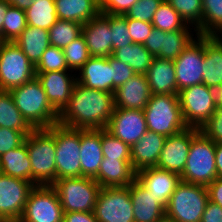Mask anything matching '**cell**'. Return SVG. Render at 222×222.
I'll return each instance as SVG.
<instances>
[{
    "instance_id": "obj_1",
    "label": "cell",
    "mask_w": 222,
    "mask_h": 222,
    "mask_svg": "<svg viewBox=\"0 0 222 222\" xmlns=\"http://www.w3.org/2000/svg\"><path fill=\"white\" fill-rule=\"evenodd\" d=\"M113 110L112 92L91 89L76 82L69 103L59 113L58 124L72 129H106Z\"/></svg>"
},
{
    "instance_id": "obj_2",
    "label": "cell",
    "mask_w": 222,
    "mask_h": 222,
    "mask_svg": "<svg viewBox=\"0 0 222 222\" xmlns=\"http://www.w3.org/2000/svg\"><path fill=\"white\" fill-rule=\"evenodd\" d=\"M9 92L17 109L34 129L58 124L59 113L48 102L45 90L36 77Z\"/></svg>"
},
{
    "instance_id": "obj_3",
    "label": "cell",
    "mask_w": 222,
    "mask_h": 222,
    "mask_svg": "<svg viewBox=\"0 0 222 222\" xmlns=\"http://www.w3.org/2000/svg\"><path fill=\"white\" fill-rule=\"evenodd\" d=\"M27 153L32 169V183L52 185L56 181L54 136L46 128L34 129L26 136Z\"/></svg>"
},
{
    "instance_id": "obj_4",
    "label": "cell",
    "mask_w": 222,
    "mask_h": 222,
    "mask_svg": "<svg viewBox=\"0 0 222 222\" xmlns=\"http://www.w3.org/2000/svg\"><path fill=\"white\" fill-rule=\"evenodd\" d=\"M143 112L148 131L168 137L187 128L178 95L151 94Z\"/></svg>"
},
{
    "instance_id": "obj_5",
    "label": "cell",
    "mask_w": 222,
    "mask_h": 222,
    "mask_svg": "<svg viewBox=\"0 0 222 222\" xmlns=\"http://www.w3.org/2000/svg\"><path fill=\"white\" fill-rule=\"evenodd\" d=\"M216 144L201 131L192 139L181 181L208 186L217 178Z\"/></svg>"
},
{
    "instance_id": "obj_6",
    "label": "cell",
    "mask_w": 222,
    "mask_h": 222,
    "mask_svg": "<svg viewBox=\"0 0 222 222\" xmlns=\"http://www.w3.org/2000/svg\"><path fill=\"white\" fill-rule=\"evenodd\" d=\"M57 192L63 213L94 212L101 186L93 178L72 177L56 180L51 185Z\"/></svg>"
},
{
    "instance_id": "obj_7",
    "label": "cell",
    "mask_w": 222,
    "mask_h": 222,
    "mask_svg": "<svg viewBox=\"0 0 222 222\" xmlns=\"http://www.w3.org/2000/svg\"><path fill=\"white\" fill-rule=\"evenodd\" d=\"M209 201L207 187L181 181L165 208V214L176 222H201Z\"/></svg>"
},
{
    "instance_id": "obj_8",
    "label": "cell",
    "mask_w": 222,
    "mask_h": 222,
    "mask_svg": "<svg viewBox=\"0 0 222 222\" xmlns=\"http://www.w3.org/2000/svg\"><path fill=\"white\" fill-rule=\"evenodd\" d=\"M55 139L56 180L81 177L80 129L55 124L46 128Z\"/></svg>"
},
{
    "instance_id": "obj_9",
    "label": "cell",
    "mask_w": 222,
    "mask_h": 222,
    "mask_svg": "<svg viewBox=\"0 0 222 222\" xmlns=\"http://www.w3.org/2000/svg\"><path fill=\"white\" fill-rule=\"evenodd\" d=\"M36 77L35 66L14 42L0 48V90L10 91Z\"/></svg>"
},
{
    "instance_id": "obj_10",
    "label": "cell",
    "mask_w": 222,
    "mask_h": 222,
    "mask_svg": "<svg viewBox=\"0 0 222 222\" xmlns=\"http://www.w3.org/2000/svg\"><path fill=\"white\" fill-rule=\"evenodd\" d=\"M94 214L98 222H134L129 186L101 187Z\"/></svg>"
},
{
    "instance_id": "obj_11",
    "label": "cell",
    "mask_w": 222,
    "mask_h": 222,
    "mask_svg": "<svg viewBox=\"0 0 222 222\" xmlns=\"http://www.w3.org/2000/svg\"><path fill=\"white\" fill-rule=\"evenodd\" d=\"M63 209L51 185H36L30 192L21 222H62Z\"/></svg>"
},
{
    "instance_id": "obj_12",
    "label": "cell",
    "mask_w": 222,
    "mask_h": 222,
    "mask_svg": "<svg viewBox=\"0 0 222 222\" xmlns=\"http://www.w3.org/2000/svg\"><path fill=\"white\" fill-rule=\"evenodd\" d=\"M178 97L184 123L189 128L200 129L216 110L203 83L182 89Z\"/></svg>"
},
{
    "instance_id": "obj_13",
    "label": "cell",
    "mask_w": 222,
    "mask_h": 222,
    "mask_svg": "<svg viewBox=\"0 0 222 222\" xmlns=\"http://www.w3.org/2000/svg\"><path fill=\"white\" fill-rule=\"evenodd\" d=\"M205 36L197 35L187 48L173 60L178 93L184 88L203 83Z\"/></svg>"
},
{
    "instance_id": "obj_14",
    "label": "cell",
    "mask_w": 222,
    "mask_h": 222,
    "mask_svg": "<svg viewBox=\"0 0 222 222\" xmlns=\"http://www.w3.org/2000/svg\"><path fill=\"white\" fill-rule=\"evenodd\" d=\"M106 130L132 147L148 131L143 110L114 107Z\"/></svg>"
},
{
    "instance_id": "obj_15",
    "label": "cell",
    "mask_w": 222,
    "mask_h": 222,
    "mask_svg": "<svg viewBox=\"0 0 222 222\" xmlns=\"http://www.w3.org/2000/svg\"><path fill=\"white\" fill-rule=\"evenodd\" d=\"M200 129L189 128L165 139L157 168L181 175L184 171L192 139Z\"/></svg>"
},
{
    "instance_id": "obj_16",
    "label": "cell",
    "mask_w": 222,
    "mask_h": 222,
    "mask_svg": "<svg viewBox=\"0 0 222 222\" xmlns=\"http://www.w3.org/2000/svg\"><path fill=\"white\" fill-rule=\"evenodd\" d=\"M34 187L32 182L0 173V217L20 219Z\"/></svg>"
},
{
    "instance_id": "obj_17",
    "label": "cell",
    "mask_w": 222,
    "mask_h": 222,
    "mask_svg": "<svg viewBox=\"0 0 222 222\" xmlns=\"http://www.w3.org/2000/svg\"><path fill=\"white\" fill-rule=\"evenodd\" d=\"M69 71L36 73V78L45 90L48 102L58 113L69 103L73 87L77 82L76 74L73 75L72 72L70 74Z\"/></svg>"
},
{
    "instance_id": "obj_18",
    "label": "cell",
    "mask_w": 222,
    "mask_h": 222,
    "mask_svg": "<svg viewBox=\"0 0 222 222\" xmlns=\"http://www.w3.org/2000/svg\"><path fill=\"white\" fill-rule=\"evenodd\" d=\"M136 180L166 208L174 190L181 182V177L168 170L149 167L136 172Z\"/></svg>"
},
{
    "instance_id": "obj_19",
    "label": "cell",
    "mask_w": 222,
    "mask_h": 222,
    "mask_svg": "<svg viewBox=\"0 0 222 222\" xmlns=\"http://www.w3.org/2000/svg\"><path fill=\"white\" fill-rule=\"evenodd\" d=\"M82 35L91 57H109L112 55L110 14L99 13L82 25Z\"/></svg>"
},
{
    "instance_id": "obj_20",
    "label": "cell",
    "mask_w": 222,
    "mask_h": 222,
    "mask_svg": "<svg viewBox=\"0 0 222 222\" xmlns=\"http://www.w3.org/2000/svg\"><path fill=\"white\" fill-rule=\"evenodd\" d=\"M151 92L144 74H134L113 93L114 107L144 110L150 100Z\"/></svg>"
},
{
    "instance_id": "obj_21",
    "label": "cell",
    "mask_w": 222,
    "mask_h": 222,
    "mask_svg": "<svg viewBox=\"0 0 222 222\" xmlns=\"http://www.w3.org/2000/svg\"><path fill=\"white\" fill-rule=\"evenodd\" d=\"M76 79L85 87L113 93L112 66L108 57H90Z\"/></svg>"
},
{
    "instance_id": "obj_22",
    "label": "cell",
    "mask_w": 222,
    "mask_h": 222,
    "mask_svg": "<svg viewBox=\"0 0 222 222\" xmlns=\"http://www.w3.org/2000/svg\"><path fill=\"white\" fill-rule=\"evenodd\" d=\"M81 176L95 178L103 160L101 130L80 129Z\"/></svg>"
},
{
    "instance_id": "obj_23",
    "label": "cell",
    "mask_w": 222,
    "mask_h": 222,
    "mask_svg": "<svg viewBox=\"0 0 222 222\" xmlns=\"http://www.w3.org/2000/svg\"><path fill=\"white\" fill-rule=\"evenodd\" d=\"M166 138L162 134L147 131L131 147V164L136 172L144 168L157 166Z\"/></svg>"
},
{
    "instance_id": "obj_24",
    "label": "cell",
    "mask_w": 222,
    "mask_h": 222,
    "mask_svg": "<svg viewBox=\"0 0 222 222\" xmlns=\"http://www.w3.org/2000/svg\"><path fill=\"white\" fill-rule=\"evenodd\" d=\"M95 181L101 187H127L136 180L131 159L103 158Z\"/></svg>"
},
{
    "instance_id": "obj_25",
    "label": "cell",
    "mask_w": 222,
    "mask_h": 222,
    "mask_svg": "<svg viewBox=\"0 0 222 222\" xmlns=\"http://www.w3.org/2000/svg\"><path fill=\"white\" fill-rule=\"evenodd\" d=\"M151 94L178 95L173 60L154 57L145 73Z\"/></svg>"
},
{
    "instance_id": "obj_26",
    "label": "cell",
    "mask_w": 222,
    "mask_h": 222,
    "mask_svg": "<svg viewBox=\"0 0 222 222\" xmlns=\"http://www.w3.org/2000/svg\"><path fill=\"white\" fill-rule=\"evenodd\" d=\"M134 222H155L165 215V207L137 180L129 185Z\"/></svg>"
},
{
    "instance_id": "obj_27",
    "label": "cell",
    "mask_w": 222,
    "mask_h": 222,
    "mask_svg": "<svg viewBox=\"0 0 222 222\" xmlns=\"http://www.w3.org/2000/svg\"><path fill=\"white\" fill-rule=\"evenodd\" d=\"M203 84H222V36H205Z\"/></svg>"
},
{
    "instance_id": "obj_28",
    "label": "cell",
    "mask_w": 222,
    "mask_h": 222,
    "mask_svg": "<svg viewBox=\"0 0 222 222\" xmlns=\"http://www.w3.org/2000/svg\"><path fill=\"white\" fill-rule=\"evenodd\" d=\"M57 18L85 24L100 13L99 0H54Z\"/></svg>"
},
{
    "instance_id": "obj_29",
    "label": "cell",
    "mask_w": 222,
    "mask_h": 222,
    "mask_svg": "<svg viewBox=\"0 0 222 222\" xmlns=\"http://www.w3.org/2000/svg\"><path fill=\"white\" fill-rule=\"evenodd\" d=\"M0 173L32 182V169L27 153L26 138L18 148L0 156Z\"/></svg>"
},
{
    "instance_id": "obj_30",
    "label": "cell",
    "mask_w": 222,
    "mask_h": 222,
    "mask_svg": "<svg viewBox=\"0 0 222 222\" xmlns=\"http://www.w3.org/2000/svg\"><path fill=\"white\" fill-rule=\"evenodd\" d=\"M14 43L35 66L39 62L44 51L50 46L49 31L27 25Z\"/></svg>"
},
{
    "instance_id": "obj_31",
    "label": "cell",
    "mask_w": 222,
    "mask_h": 222,
    "mask_svg": "<svg viewBox=\"0 0 222 222\" xmlns=\"http://www.w3.org/2000/svg\"><path fill=\"white\" fill-rule=\"evenodd\" d=\"M113 58L128 64L135 74H144L148 71L154 56L141 43H132L113 51Z\"/></svg>"
},
{
    "instance_id": "obj_32",
    "label": "cell",
    "mask_w": 222,
    "mask_h": 222,
    "mask_svg": "<svg viewBox=\"0 0 222 222\" xmlns=\"http://www.w3.org/2000/svg\"><path fill=\"white\" fill-rule=\"evenodd\" d=\"M0 127L18 130L25 136L34 130L17 109L9 91L0 90Z\"/></svg>"
},
{
    "instance_id": "obj_33",
    "label": "cell",
    "mask_w": 222,
    "mask_h": 222,
    "mask_svg": "<svg viewBox=\"0 0 222 222\" xmlns=\"http://www.w3.org/2000/svg\"><path fill=\"white\" fill-rule=\"evenodd\" d=\"M27 25L49 30L57 21L54 0H34L25 10Z\"/></svg>"
},
{
    "instance_id": "obj_34",
    "label": "cell",
    "mask_w": 222,
    "mask_h": 222,
    "mask_svg": "<svg viewBox=\"0 0 222 222\" xmlns=\"http://www.w3.org/2000/svg\"><path fill=\"white\" fill-rule=\"evenodd\" d=\"M190 30H194L197 36L196 29H181L166 32L165 37H163L162 49L155 57L175 60L195 39L193 38V33H190L193 31Z\"/></svg>"
},
{
    "instance_id": "obj_35",
    "label": "cell",
    "mask_w": 222,
    "mask_h": 222,
    "mask_svg": "<svg viewBox=\"0 0 222 222\" xmlns=\"http://www.w3.org/2000/svg\"><path fill=\"white\" fill-rule=\"evenodd\" d=\"M202 10L201 29L197 35L222 36V0H202Z\"/></svg>"
},
{
    "instance_id": "obj_36",
    "label": "cell",
    "mask_w": 222,
    "mask_h": 222,
    "mask_svg": "<svg viewBox=\"0 0 222 222\" xmlns=\"http://www.w3.org/2000/svg\"><path fill=\"white\" fill-rule=\"evenodd\" d=\"M48 31L50 45L64 49L82 34V24L57 19L56 23Z\"/></svg>"
},
{
    "instance_id": "obj_37",
    "label": "cell",
    "mask_w": 222,
    "mask_h": 222,
    "mask_svg": "<svg viewBox=\"0 0 222 222\" xmlns=\"http://www.w3.org/2000/svg\"><path fill=\"white\" fill-rule=\"evenodd\" d=\"M151 23L154 28L166 32L193 29V27L191 28L190 25L185 23L180 14L166 0L157 8Z\"/></svg>"
},
{
    "instance_id": "obj_38",
    "label": "cell",
    "mask_w": 222,
    "mask_h": 222,
    "mask_svg": "<svg viewBox=\"0 0 222 222\" xmlns=\"http://www.w3.org/2000/svg\"><path fill=\"white\" fill-rule=\"evenodd\" d=\"M187 25L194 27L198 32L201 29L203 16L202 0H166Z\"/></svg>"
},
{
    "instance_id": "obj_39",
    "label": "cell",
    "mask_w": 222,
    "mask_h": 222,
    "mask_svg": "<svg viewBox=\"0 0 222 222\" xmlns=\"http://www.w3.org/2000/svg\"><path fill=\"white\" fill-rule=\"evenodd\" d=\"M26 27L25 10L10 5L3 23V41L14 42Z\"/></svg>"
},
{
    "instance_id": "obj_40",
    "label": "cell",
    "mask_w": 222,
    "mask_h": 222,
    "mask_svg": "<svg viewBox=\"0 0 222 222\" xmlns=\"http://www.w3.org/2000/svg\"><path fill=\"white\" fill-rule=\"evenodd\" d=\"M63 51L70 72L79 71L91 57L82 34L67 45Z\"/></svg>"
},
{
    "instance_id": "obj_41",
    "label": "cell",
    "mask_w": 222,
    "mask_h": 222,
    "mask_svg": "<svg viewBox=\"0 0 222 222\" xmlns=\"http://www.w3.org/2000/svg\"><path fill=\"white\" fill-rule=\"evenodd\" d=\"M69 70L64 51L61 48L50 45L42 54L35 65V73Z\"/></svg>"
},
{
    "instance_id": "obj_42",
    "label": "cell",
    "mask_w": 222,
    "mask_h": 222,
    "mask_svg": "<svg viewBox=\"0 0 222 222\" xmlns=\"http://www.w3.org/2000/svg\"><path fill=\"white\" fill-rule=\"evenodd\" d=\"M101 144L103 158L131 159V147L120 139L114 137L106 129H101Z\"/></svg>"
},
{
    "instance_id": "obj_43",
    "label": "cell",
    "mask_w": 222,
    "mask_h": 222,
    "mask_svg": "<svg viewBox=\"0 0 222 222\" xmlns=\"http://www.w3.org/2000/svg\"><path fill=\"white\" fill-rule=\"evenodd\" d=\"M112 50L132 44L126 15H110Z\"/></svg>"
},
{
    "instance_id": "obj_44",
    "label": "cell",
    "mask_w": 222,
    "mask_h": 222,
    "mask_svg": "<svg viewBox=\"0 0 222 222\" xmlns=\"http://www.w3.org/2000/svg\"><path fill=\"white\" fill-rule=\"evenodd\" d=\"M164 0H138L126 13L132 19L152 22L153 16Z\"/></svg>"
},
{
    "instance_id": "obj_45",
    "label": "cell",
    "mask_w": 222,
    "mask_h": 222,
    "mask_svg": "<svg viewBox=\"0 0 222 222\" xmlns=\"http://www.w3.org/2000/svg\"><path fill=\"white\" fill-rule=\"evenodd\" d=\"M200 131L215 144L222 143V107L216 108Z\"/></svg>"
},
{
    "instance_id": "obj_46",
    "label": "cell",
    "mask_w": 222,
    "mask_h": 222,
    "mask_svg": "<svg viewBox=\"0 0 222 222\" xmlns=\"http://www.w3.org/2000/svg\"><path fill=\"white\" fill-rule=\"evenodd\" d=\"M26 136L14 129L0 127V156L11 149L18 148L25 141Z\"/></svg>"
},
{
    "instance_id": "obj_47",
    "label": "cell",
    "mask_w": 222,
    "mask_h": 222,
    "mask_svg": "<svg viewBox=\"0 0 222 222\" xmlns=\"http://www.w3.org/2000/svg\"><path fill=\"white\" fill-rule=\"evenodd\" d=\"M127 28L133 43L144 44L150 33L153 25L151 22L140 21L126 16Z\"/></svg>"
},
{
    "instance_id": "obj_48",
    "label": "cell",
    "mask_w": 222,
    "mask_h": 222,
    "mask_svg": "<svg viewBox=\"0 0 222 222\" xmlns=\"http://www.w3.org/2000/svg\"><path fill=\"white\" fill-rule=\"evenodd\" d=\"M108 61L112 66V79H113V93L115 89L124 84L128 79H131L135 74L133 69L125 63L113 58L108 57Z\"/></svg>"
},
{
    "instance_id": "obj_49",
    "label": "cell",
    "mask_w": 222,
    "mask_h": 222,
    "mask_svg": "<svg viewBox=\"0 0 222 222\" xmlns=\"http://www.w3.org/2000/svg\"><path fill=\"white\" fill-rule=\"evenodd\" d=\"M138 0H100V13L126 15Z\"/></svg>"
},
{
    "instance_id": "obj_50",
    "label": "cell",
    "mask_w": 222,
    "mask_h": 222,
    "mask_svg": "<svg viewBox=\"0 0 222 222\" xmlns=\"http://www.w3.org/2000/svg\"><path fill=\"white\" fill-rule=\"evenodd\" d=\"M166 31L154 28L152 32L144 42V47L155 57L162 49L163 37H165Z\"/></svg>"
},
{
    "instance_id": "obj_51",
    "label": "cell",
    "mask_w": 222,
    "mask_h": 222,
    "mask_svg": "<svg viewBox=\"0 0 222 222\" xmlns=\"http://www.w3.org/2000/svg\"><path fill=\"white\" fill-rule=\"evenodd\" d=\"M201 222H222V208L209 200L204 209Z\"/></svg>"
},
{
    "instance_id": "obj_52",
    "label": "cell",
    "mask_w": 222,
    "mask_h": 222,
    "mask_svg": "<svg viewBox=\"0 0 222 222\" xmlns=\"http://www.w3.org/2000/svg\"><path fill=\"white\" fill-rule=\"evenodd\" d=\"M62 222H98L94 212L63 213Z\"/></svg>"
},
{
    "instance_id": "obj_53",
    "label": "cell",
    "mask_w": 222,
    "mask_h": 222,
    "mask_svg": "<svg viewBox=\"0 0 222 222\" xmlns=\"http://www.w3.org/2000/svg\"><path fill=\"white\" fill-rule=\"evenodd\" d=\"M209 200L222 208V178H216L207 186Z\"/></svg>"
},
{
    "instance_id": "obj_54",
    "label": "cell",
    "mask_w": 222,
    "mask_h": 222,
    "mask_svg": "<svg viewBox=\"0 0 222 222\" xmlns=\"http://www.w3.org/2000/svg\"><path fill=\"white\" fill-rule=\"evenodd\" d=\"M208 91L212 98V102L215 108H221L222 107V84L209 86Z\"/></svg>"
},
{
    "instance_id": "obj_55",
    "label": "cell",
    "mask_w": 222,
    "mask_h": 222,
    "mask_svg": "<svg viewBox=\"0 0 222 222\" xmlns=\"http://www.w3.org/2000/svg\"><path fill=\"white\" fill-rule=\"evenodd\" d=\"M215 160H216L217 178H222V143L216 144Z\"/></svg>"
},
{
    "instance_id": "obj_56",
    "label": "cell",
    "mask_w": 222,
    "mask_h": 222,
    "mask_svg": "<svg viewBox=\"0 0 222 222\" xmlns=\"http://www.w3.org/2000/svg\"><path fill=\"white\" fill-rule=\"evenodd\" d=\"M10 6L9 2H6L4 0H0V35L3 39V23H4V18L7 13V9Z\"/></svg>"
},
{
    "instance_id": "obj_57",
    "label": "cell",
    "mask_w": 222,
    "mask_h": 222,
    "mask_svg": "<svg viewBox=\"0 0 222 222\" xmlns=\"http://www.w3.org/2000/svg\"><path fill=\"white\" fill-rule=\"evenodd\" d=\"M9 2L11 6L17 7L22 10L28 9L34 0H4Z\"/></svg>"
},
{
    "instance_id": "obj_58",
    "label": "cell",
    "mask_w": 222,
    "mask_h": 222,
    "mask_svg": "<svg viewBox=\"0 0 222 222\" xmlns=\"http://www.w3.org/2000/svg\"><path fill=\"white\" fill-rule=\"evenodd\" d=\"M155 222H176V221L165 214L161 218L157 219Z\"/></svg>"
},
{
    "instance_id": "obj_59",
    "label": "cell",
    "mask_w": 222,
    "mask_h": 222,
    "mask_svg": "<svg viewBox=\"0 0 222 222\" xmlns=\"http://www.w3.org/2000/svg\"><path fill=\"white\" fill-rule=\"evenodd\" d=\"M0 222H21V220L13 217H0Z\"/></svg>"
},
{
    "instance_id": "obj_60",
    "label": "cell",
    "mask_w": 222,
    "mask_h": 222,
    "mask_svg": "<svg viewBox=\"0 0 222 222\" xmlns=\"http://www.w3.org/2000/svg\"><path fill=\"white\" fill-rule=\"evenodd\" d=\"M3 43H4V41H3V39H2V37H1V35H0V48H1V46H2Z\"/></svg>"
}]
</instances>
